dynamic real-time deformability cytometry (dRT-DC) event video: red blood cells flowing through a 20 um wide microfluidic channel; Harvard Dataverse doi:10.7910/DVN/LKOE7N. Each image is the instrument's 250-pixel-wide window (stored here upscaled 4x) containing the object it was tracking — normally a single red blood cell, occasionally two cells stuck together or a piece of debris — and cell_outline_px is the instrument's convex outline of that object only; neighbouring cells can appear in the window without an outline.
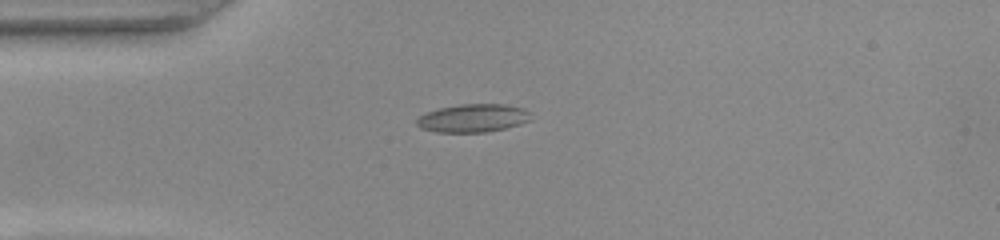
{"species": "common noctule bat (a hibernating species)", "species_latin": "Nyctalus noctula", "temperature_condition": "warm", "stored_images_in_passage": 40, "camera_frame_rate_fps": 3000, "um_per_image_px": 0.085, "animal": {"sex": "female", "body_mass_g": 22.0, "forearm_length_mm": 56.7}, "frame": {"image": 1, "passage_image": 1, "time_ms": 0.0, "image_size_px": [1000, 240], "cell_outline_px": [[532, 120], [520, 124], [504, 128], [484, 132], [436, 132], [420, 128], [416, 124], [416, 120], [420, 116], [428, 112], [440, 108], [460, 104], [504, 104], [524, 108], [528, 112]], "centroid_in_image_um": [40.21, 10.04], "position_along_channel_um": 44.8, "area_um2": 18.61}}
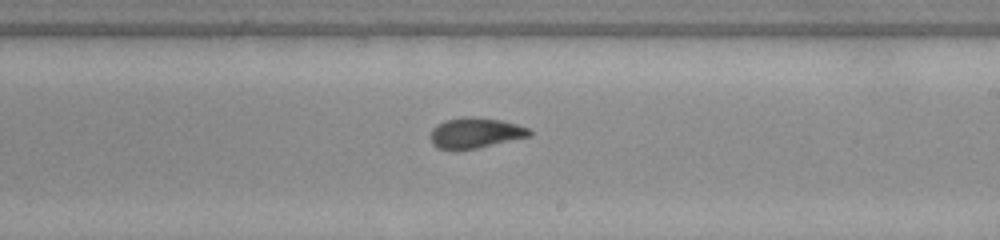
{"frame": {"image": 2, "passage_image": 18, "time_ms": 5.667, "image_size_px": [1000, 240], "cell_outline_px": [[532, 136], [476, 148], [456, 152], [436, 148], [432, 144], [428, 136], [432, 128], [436, 124], [444, 120], [464, 116], [468, 116], [504, 120], [528, 128], [532, 132]], "centroid_in_image_um": [40.33, 11.31], "position_along_channel_um": 248.7, "area_um2": 18.21}}
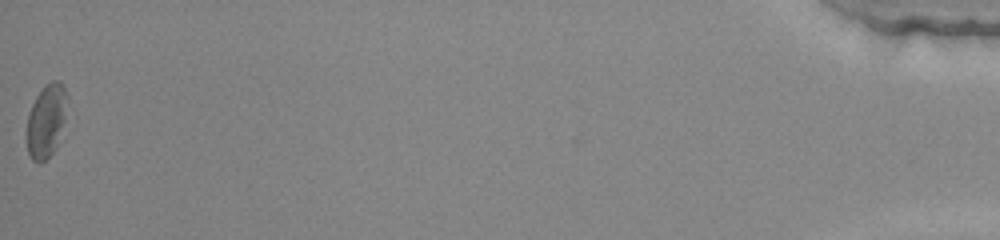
{"frame": {"image": 3, "passage_image": 40, "time_ms": 13.0, "image_size_px": [1000, 240], "cell_outline_px": [[68, 96], [64, 120], [56, 148], [40, 164], [32, 160], [28, 152], [24, 136], [28, 112], [36, 96], [44, 84], [52, 80], [60, 80]], "centroid_in_image_um": [3.89, 10.25], "position_along_channel_um": 431.3, "area_um2": 17.69}, "authors_computed_cell_mechanics": {"area_um2": 17.629, "velocity_mm_per_s": 3.897, "shape_relaxation_time_tau1_ms": null, "shape_relaxation_time_tau2_ms": 1.9013, "deformation_change_tau1": null, "deformation_change_tau2": 0.0729}}